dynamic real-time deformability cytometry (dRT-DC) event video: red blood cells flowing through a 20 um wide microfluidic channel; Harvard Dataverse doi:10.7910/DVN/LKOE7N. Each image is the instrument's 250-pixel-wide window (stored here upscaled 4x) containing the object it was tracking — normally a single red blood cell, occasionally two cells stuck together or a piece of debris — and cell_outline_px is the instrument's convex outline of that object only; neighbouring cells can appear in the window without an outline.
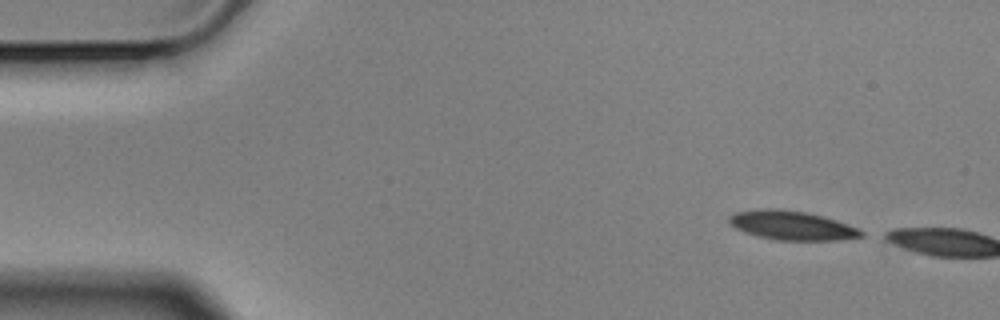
{"species": "Egyptian fruit bat (a non-hibernating species)", "species_latin": "Rousettus aegyptiacus", "temperature_condition": "cold", "stored_images_in_passage": 2, "camera_frame_rate_fps": 3000, "um_per_image_px": 0.085, "animal": {"sex": "male"}, "frame": {"image": 1, "passage_image": 1, "time_ms": 0.0, "image_size_px": [1000, 320], "cell_outline_px": [[864, 236], [836, 240], [776, 240], [756, 236], [744, 232], [736, 228], [728, 220], [728, 216], [736, 212], [768, 208], [776, 208], [808, 212], [836, 220], [860, 228], [864, 232]], "centroid_in_image_um": [67.33, 19.16], "position_along_channel_um": 17.7, "area_um2": 22.43}}